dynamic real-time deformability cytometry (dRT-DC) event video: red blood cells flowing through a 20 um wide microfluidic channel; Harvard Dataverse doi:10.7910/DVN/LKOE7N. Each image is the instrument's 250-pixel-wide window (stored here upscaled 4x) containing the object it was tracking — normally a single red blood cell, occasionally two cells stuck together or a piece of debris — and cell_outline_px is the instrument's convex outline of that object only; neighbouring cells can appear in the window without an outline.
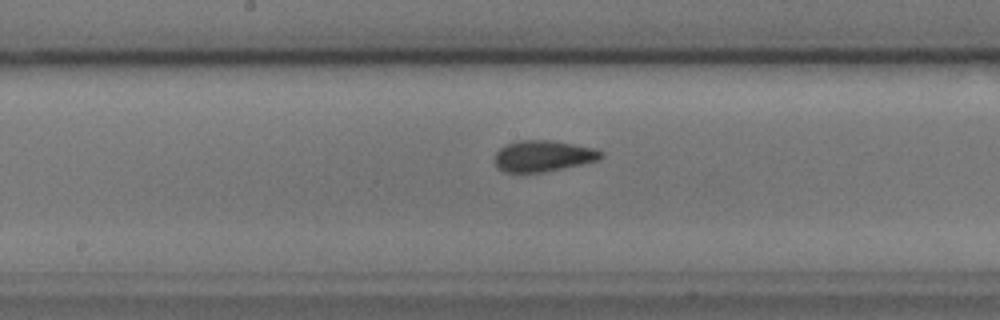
{"species": "common noctule bat (a hibernating species)", "species_latin": "Nyctalus noctula", "temperature_condition": "cold", "stored_images_in_passage": 28, "camera_frame_rate_fps": 3000, "um_per_image_px": 0.085, "animal": {"sex": "male", "body_mass_g": 17.9, "forearm_length_mm": 54.2}, "frame": {"image": 1, "passage_image": 13, "time_ms": 4.0, "image_size_px": [1000, 320], "cell_outline_px": [[604, 156], [596, 160], [580, 164], [544, 172], [504, 172], [496, 168], [496, 152], [504, 144], [516, 140], [552, 140], [596, 148], [604, 152]], "centroid_in_image_um": [46.15, 13.24], "position_along_channel_um": 202.0, "area_um2": 19.36}}
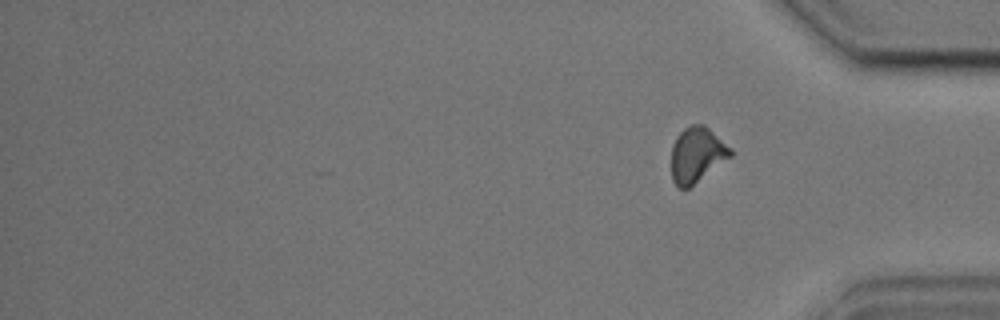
{"frame": {"image": 2, "passage_image": 28, "time_ms": 9.0, "image_size_px": [1000, 320], "cell_outline_px": [[732, 156], [688, 188], [676, 188], [672, 180], [672, 144], [676, 136], [684, 128], [692, 124], [704, 124], [732, 148]], "centroid_in_image_um": [59.23, 13.14], "position_along_channel_um": 376.0, "area_um2": 19.07}, "authors_computed_cell_mechanics": {"area_um2": 18.9295, "velocity_mm_per_s": 3.5932, "shape_relaxation_time_tau1_ms": 1.787, "shape_relaxation_time_tau2_ms": null, "deformation_change_tau1": 0.0695, "deformation_change_tau2": null}}